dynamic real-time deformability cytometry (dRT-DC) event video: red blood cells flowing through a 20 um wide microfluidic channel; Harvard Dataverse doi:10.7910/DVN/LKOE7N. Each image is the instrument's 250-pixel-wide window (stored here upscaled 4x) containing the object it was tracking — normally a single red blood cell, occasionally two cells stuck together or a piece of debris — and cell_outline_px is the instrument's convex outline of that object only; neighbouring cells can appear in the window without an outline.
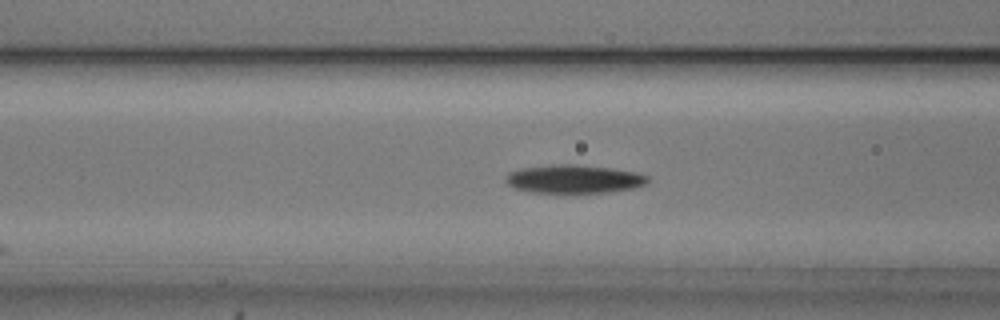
{"species": "common noctule bat (a hibernating species)", "species_latin": "Nyctalus noctula", "temperature_condition": "cold", "stored_images_in_passage": 26, "camera_frame_rate_fps": 3000, "um_per_image_px": 0.085, "animal": {"sex": "male", "body_mass_g": 20.5, "forearm_length_mm": 52.5}, "frame": {"image": 1, "passage_image": 11, "time_ms": 3.333, "image_size_px": [1000, 320], "cell_outline_px": [[648, 180], [644, 184], [632, 188], [608, 192], [532, 192], [516, 188], [508, 184], [508, 172], [520, 168], [556, 164], [576, 164], [612, 168], [636, 172], [648, 176]], "centroid_in_image_um": [48.8, 15.2], "position_along_channel_um": 117.8, "area_um2": 23.12}}
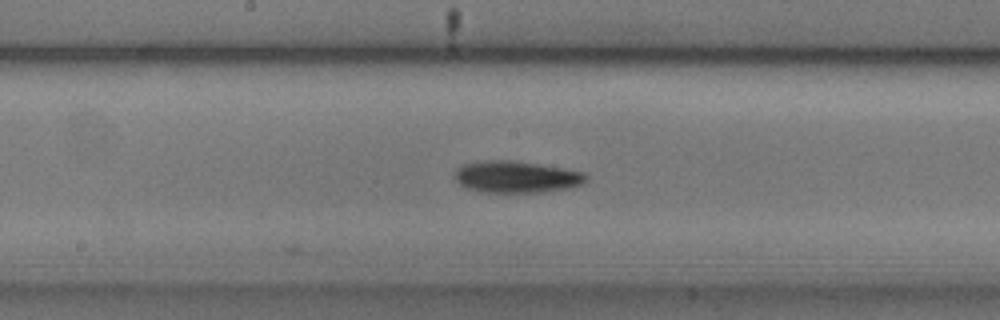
{"frame": {"image": 2, "passage_image": 18, "time_ms": 5.667, "image_size_px": [1000, 320], "cell_outline_px": [[588, 180], [580, 184], [568, 188], [544, 192], [484, 192], [464, 188], [456, 180], [456, 172], [464, 164], [488, 160], [508, 160], [564, 168], [584, 172], [588, 176]], "centroid_in_image_um": [43.92, 15.04], "position_along_channel_um": 204.3, "area_um2": 24.04}}
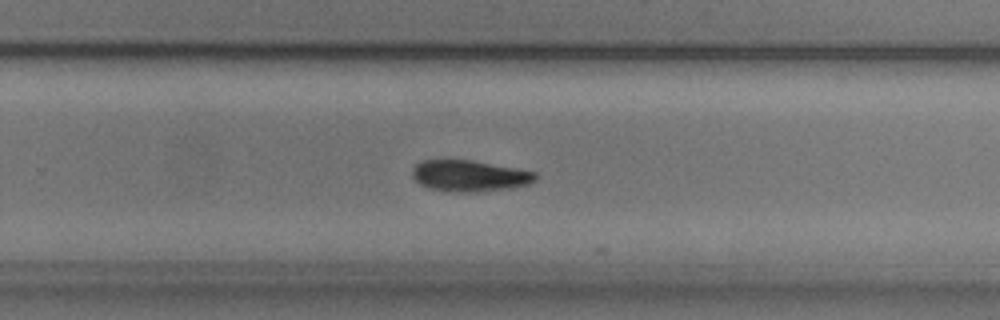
{"frame": {"image": 3, "passage_image": 25, "time_ms": 8.0, "image_size_px": [1000, 320], "cell_outline_px": [[536, 180], [528, 184], [512, 188], [476, 192], [456, 192], [428, 188], [420, 184], [412, 176], [412, 168], [416, 164], [424, 160], [472, 160], [516, 168], [536, 172]], "centroid_in_image_um": [39.91, 14.95], "position_along_channel_um": 289.9, "area_um2": 22.43}}